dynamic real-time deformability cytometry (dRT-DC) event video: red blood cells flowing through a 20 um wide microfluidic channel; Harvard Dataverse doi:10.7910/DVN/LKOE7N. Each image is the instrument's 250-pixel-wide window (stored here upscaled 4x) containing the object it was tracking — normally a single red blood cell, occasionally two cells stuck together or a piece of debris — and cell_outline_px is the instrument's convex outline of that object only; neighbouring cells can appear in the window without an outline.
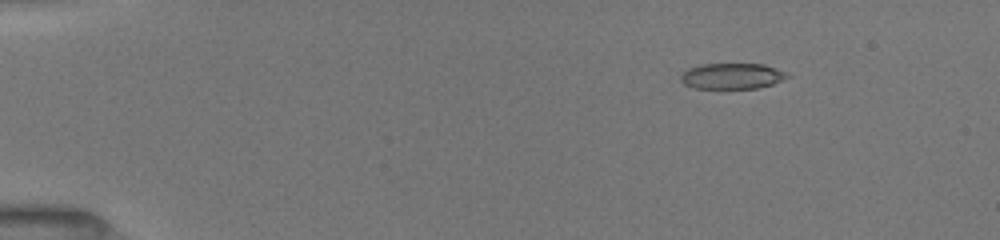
{"species": "common noctule bat (a hibernating species)", "species_latin": "Nyctalus noctula", "temperature_condition": "room temperature", "stored_images_in_passage": 83, "camera_frame_rate_fps": 3000, "um_per_image_px": 0.085, "animal": {"sex": "female", "body_mass_g": 19.5, "forearm_length_mm": 54.1}, "frame": {"image": 1, "passage_image": 8, "time_ms": 2.333, "image_size_px": [1000, 240], "cell_outline_px": [[792, 76], [772, 84], [756, 88], [696, 88], [684, 84], [680, 80], [680, 76], [688, 68], [700, 64], [764, 64], [788, 72]], "centroid_in_image_um": [62.25, 6.46], "position_along_channel_um": 22.8, "area_um2": 16.07}}
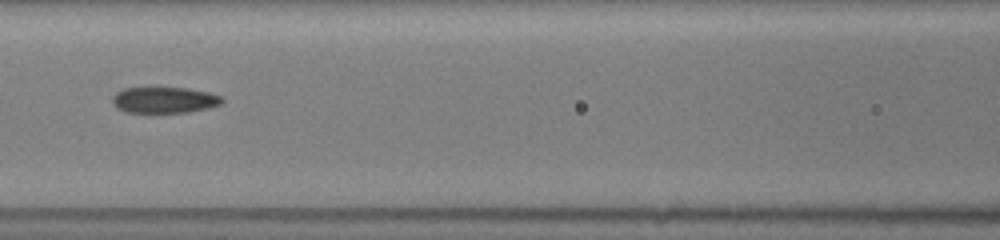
{"frame": {"image": 2, "passage_image": 35, "time_ms": 8.0, "image_size_px": [1000, 240], "cell_outline_px": [[224, 100], [220, 104], [208, 108], [188, 112], [124, 112], [116, 108], [112, 104], [112, 96], [116, 92], [124, 88], [188, 88], [208, 92], [224, 96]], "centroid_in_image_um": [13.96, 8.5], "position_along_channel_um": 152.6, "area_um2": 16.76}}
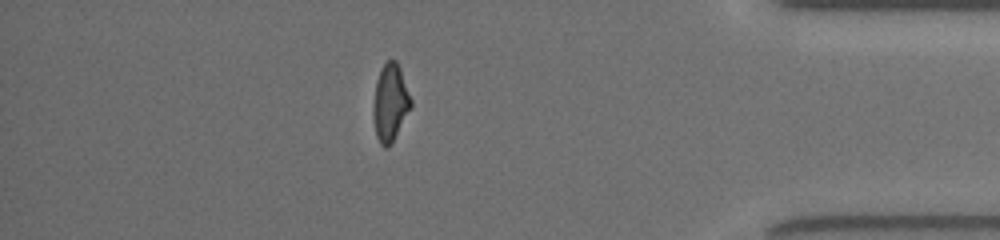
{"frame": {"image": 3, "passage_image": 73, "time_ms": 15.0, "image_size_px": [1000, 240], "cell_outline_px": [[412, 108], [388, 148], [384, 148], [380, 144], [376, 136], [372, 116], [372, 104], [376, 80], [384, 64], [388, 60], [396, 60], [400, 68], [412, 100]], "centroid_in_image_um": [33.16, 8.75], "position_along_channel_um": 402.0, "area_um2": 17.17}, "authors_computed_cell_mechanics": {"area_um2": 17.3978, "velocity_mm_per_s": 4.0199, "shape_relaxation_time_tau1_ms": null, "shape_relaxation_time_tau2_ms": 2.494, "deformation_change_tau1": null, "deformation_change_tau2": 0.088}}